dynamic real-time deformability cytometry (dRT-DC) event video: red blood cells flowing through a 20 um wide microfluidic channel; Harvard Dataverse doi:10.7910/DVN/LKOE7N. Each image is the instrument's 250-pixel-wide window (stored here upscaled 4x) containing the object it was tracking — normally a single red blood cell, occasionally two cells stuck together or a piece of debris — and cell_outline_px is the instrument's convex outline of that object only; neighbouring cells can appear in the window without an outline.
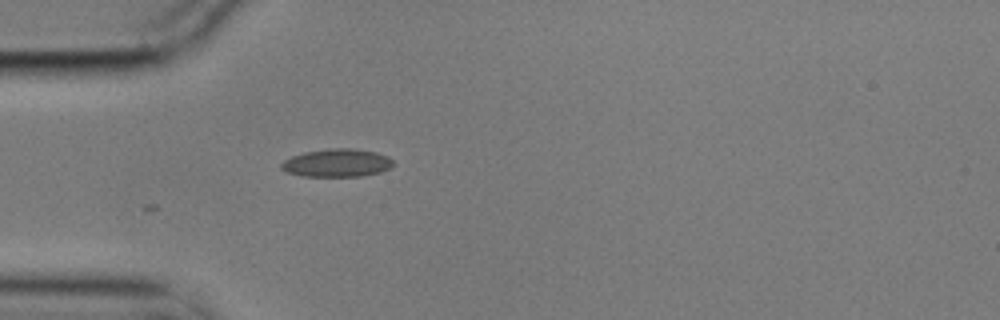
{"species": "common noctule bat (a hibernating species)", "species_latin": "Nyctalus noctula", "temperature_condition": "cold", "stored_images_in_passage": 5, "camera_frame_rate_fps": 3000, "um_per_image_px": 0.085, "animal": {"sex": "male", "body_mass_g": 17.9}, "frame": {"image": 1, "passage_image": 1, "time_ms": 0.0, "image_size_px": [1000, 320], "cell_outline_px": [[396, 164], [392, 168], [380, 172], [364, 176], [300, 176], [288, 172], [280, 168], [280, 164], [284, 160], [292, 156], [304, 152], [332, 148], [352, 148], [376, 152], [388, 156]], "centroid_in_image_um": [28.68, 13.85], "position_along_channel_um": 56.3, "area_um2": 18.44}}
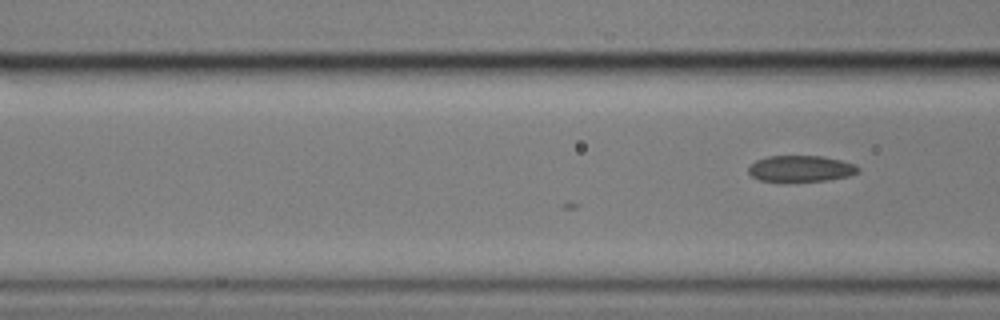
{"frame": {"image": 2, "passage_image": 5, "time_ms": 1.333, "image_size_px": [1000, 320], "cell_outline_px": [[860, 172], [848, 176], [828, 180], [760, 180], [752, 176], [748, 172], [748, 168], [756, 160], [768, 156], [820, 156], [840, 160], [852, 164], [860, 168]], "centroid_in_image_um": [68.07, 14.31], "position_along_channel_um": 98.5, "area_um2": 16.3}}